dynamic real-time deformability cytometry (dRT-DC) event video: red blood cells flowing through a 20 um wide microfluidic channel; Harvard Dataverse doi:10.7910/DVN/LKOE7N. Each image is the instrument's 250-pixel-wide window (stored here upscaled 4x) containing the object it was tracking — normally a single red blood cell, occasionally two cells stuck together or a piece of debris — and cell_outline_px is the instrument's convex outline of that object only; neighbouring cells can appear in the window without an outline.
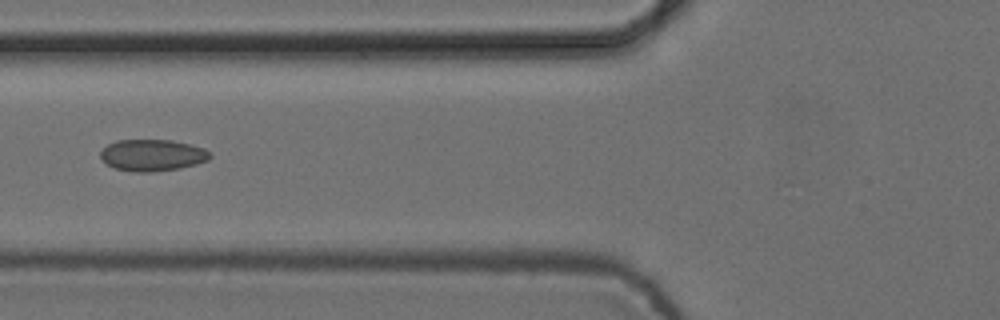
{"species": "common noctule bat (a hibernating species)", "species_latin": "Nyctalus noctula", "temperature_condition": "cold", "stored_images_in_passage": 8, "camera_frame_rate_fps": 3000, "um_per_image_px": 0.085, "animal": {"sex": "female", "body_mass_g": 24.6, "forearm_length_mm": 56.2}, "frame": {"image": 1, "passage_image": 6, "time_ms": 1.667, "image_size_px": [1000, 320], "cell_outline_px": [[212, 156], [208, 160], [196, 164], [180, 168], [152, 172], [132, 172], [112, 168], [100, 156], [100, 152], [108, 144], [116, 140], [172, 140], [204, 148], [212, 152]], "centroid_in_image_um": [12.96, 13.2], "position_along_channel_um": 112.8, "area_um2": 20.29}}
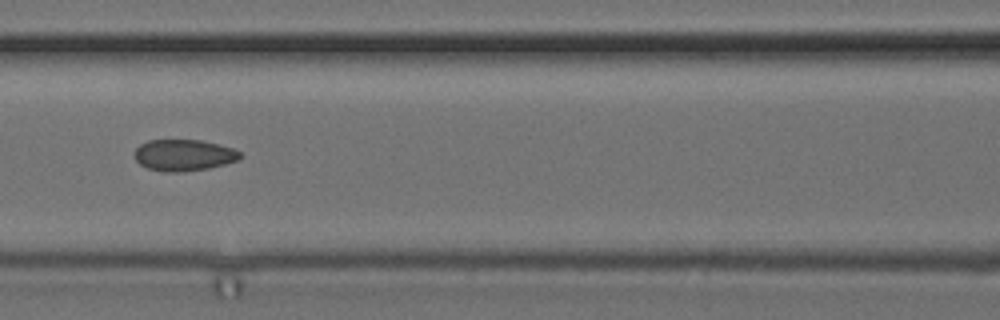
{"frame": {"image": 2, "passage_image": 7, "time_ms": 2.0, "image_size_px": [1000, 320], "cell_outline_px": [[244, 156], [240, 160], [208, 168], [184, 172], [164, 172], [148, 168], [140, 164], [136, 160], [136, 148], [140, 144], [148, 140], [200, 140], [232, 148], [240, 152]], "centroid_in_image_um": [15.64, 13.19], "position_along_channel_um": 151.0, "area_um2": 19.31}}
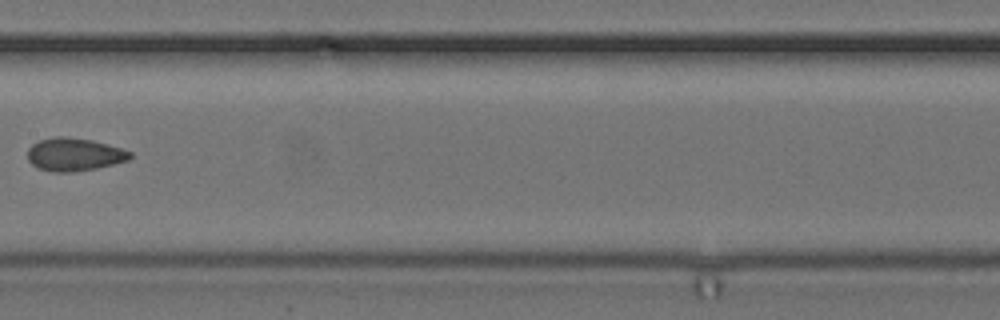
{"frame": {"image": 3, "passage_image": 8, "time_ms": 2.333, "image_size_px": [1000, 320], "cell_outline_px": [[132, 156], [128, 160], [96, 168], [72, 172], [52, 172], [36, 168], [28, 160], [28, 148], [32, 144], [40, 140], [56, 136], [68, 136], [92, 140], [108, 144], [132, 152]], "centroid_in_image_um": [6.29, 13.12], "position_along_channel_um": 201.1, "area_um2": 19.77}}